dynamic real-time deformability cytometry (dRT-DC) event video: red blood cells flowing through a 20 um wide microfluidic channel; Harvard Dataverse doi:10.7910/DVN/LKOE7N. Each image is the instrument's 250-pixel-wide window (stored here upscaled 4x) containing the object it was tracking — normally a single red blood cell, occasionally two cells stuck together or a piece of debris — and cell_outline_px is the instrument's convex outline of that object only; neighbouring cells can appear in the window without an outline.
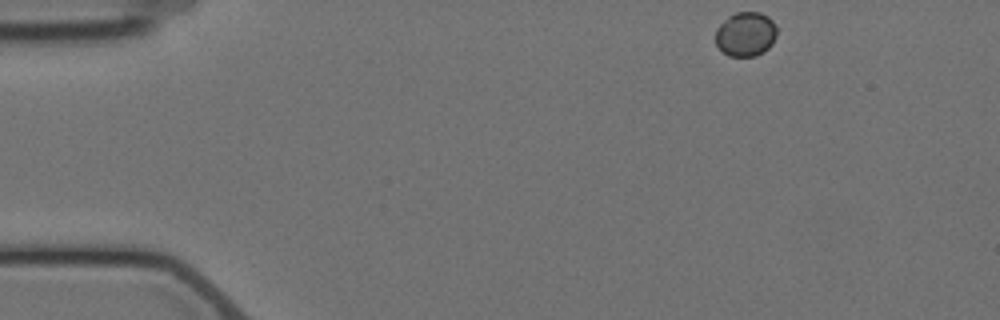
{"species": "Egyptian fruit bat (a non-hibernating species)", "species_latin": "Rousettus aegyptiacus", "temperature_condition": "cold", "stored_images_in_passage": 3, "camera_frame_rate_fps": 3000, "um_per_image_px": 0.085, "animal": {"sex": "female"}, "frame": {"image": 1, "passage_image": 1, "time_ms": 0.0, "image_size_px": [1000, 320], "cell_outline_px": [[776, 36], [772, 44], [764, 52], [756, 56], [728, 56], [716, 44], [716, 28], [728, 16], [736, 12], [760, 12], [768, 16], [772, 20], [776, 28]], "centroid_in_image_um": [63.39, 2.9], "position_along_channel_um": 21.6, "area_um2": 15.9}}